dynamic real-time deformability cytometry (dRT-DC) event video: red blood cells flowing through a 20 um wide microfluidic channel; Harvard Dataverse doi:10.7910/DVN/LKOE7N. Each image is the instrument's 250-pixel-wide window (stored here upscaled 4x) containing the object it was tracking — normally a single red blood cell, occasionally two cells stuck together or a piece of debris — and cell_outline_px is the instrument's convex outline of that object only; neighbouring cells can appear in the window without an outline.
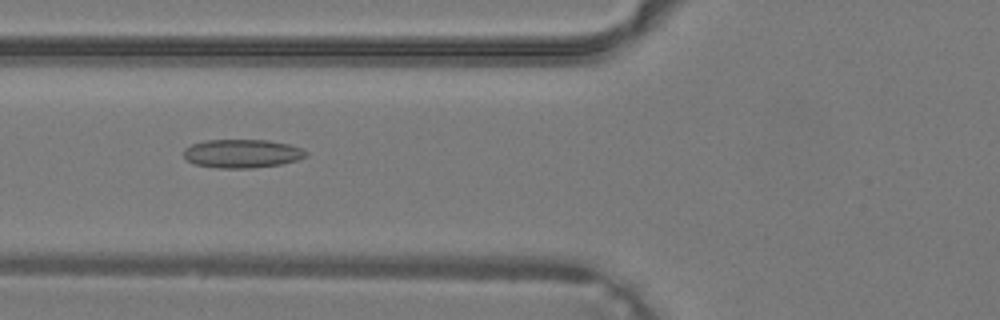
{"species": "common noctule bat (a hibernating species)", "species_latin": "Nyctalus noctula", "temperature_condition": "warm", "stored_images_in_passage": 40, "camera_frame_rate_fps": 3000, "um_per_image_px": 0.085, "animal": {"sex": "male", "body_mass_g": 19.2, "forearm_length_mm": 51.8}, "frame": {"image": 1, "passage_image": 16, "time_ms": 5.0, "image_size_px": [1000, 320], "cell_outline_px": [[308, 156], [296, 160], [280, 164], [252, 168], [216, 168], [192, 164], [184, 156], [184, 148], [192, 144], [204, 140], [268, 140], [288, 144], [300, 148], [308, 152]], "centroid_in_image_um": [20.55, 13.05], "position_along_channel_um": 105.2, "area_um2": 20.4}}
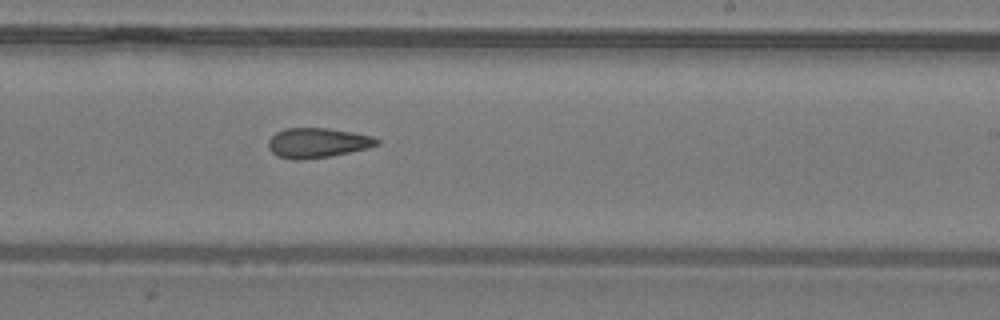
{"frame": {"image": 2, "passage_image": 25, "time_ms": 8.0, "image_size_px": [1000, 320], "cell_outline_px": [[380, 144], [368, 148], [328, 156], [304, 160], [292, 160], [276, 156], [268, 148], [268, 140], [276, 132], [284, 128], [328, 128], [352, 132], [372, 136], [380, 140]], "centroid_in_image_um": [26.96, 12.14], "position_along_channel_um": 262.0, "area_um2": 18.96}}
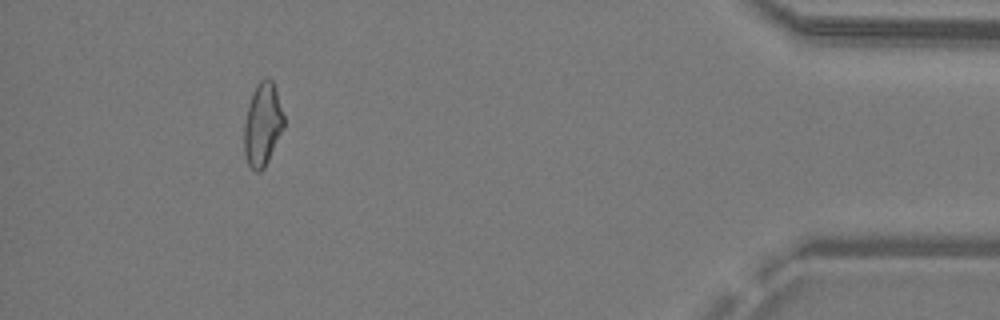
{"frame": {"image": 3, "passage_image": 37, "time_ms": 12.0, "image_size_px": [1000, 320], "cell_outline_px": [[284, 128], [264, 168], [260, 172], [256, 172], [248, 164], [244, 152], [244, 124], [252, 92], [256, 84], [260, 80], [268, 76], [272, 80], [276, 88], [284, 116]], "centroid_in_image_um": [22.33, 10.55], "position_along_channel_um": 412.9, "area_um2": 19.31}}